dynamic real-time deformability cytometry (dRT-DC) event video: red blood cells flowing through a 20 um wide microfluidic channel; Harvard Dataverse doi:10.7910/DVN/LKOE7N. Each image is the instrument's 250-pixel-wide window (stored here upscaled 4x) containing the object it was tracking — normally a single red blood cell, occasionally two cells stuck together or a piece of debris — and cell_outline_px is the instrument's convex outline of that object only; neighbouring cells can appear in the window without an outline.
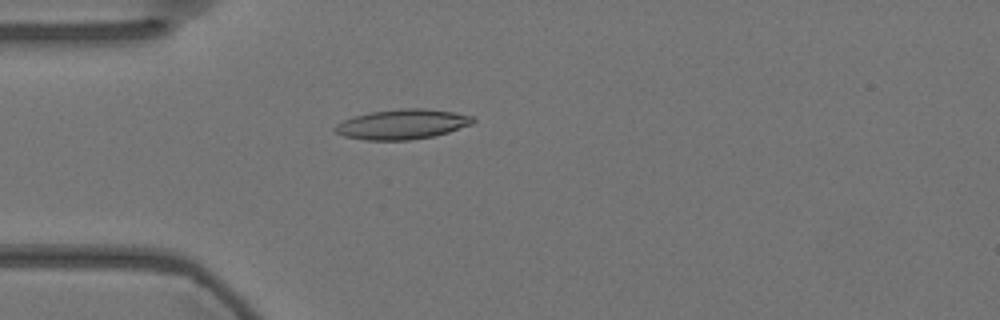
{"species": "Egyptian fruit bat (a non-hibernating species)", "species_latin": "Rousettus aegyptiacus", "temperature_condition": "warm", "stored_images_in_passage": 48, "camera_frame_rate_fps": 3000, "um_per_image_px": 0.085, "animal": {"sex": "female"}, "frame": {"image": 1, "passage_image": 7, "time_ms": 2.0, "image_size_px": [1000, 320], "cell_outline_px": [[476, 120], [472, 124], [436, 136], [408, 140], [364, 140], [344, 136], [336, 132], [332, 128], [336, 124], [352, 116], [368, 112], [400, 108], [424, 108], [452, 112], [472, 116]], "centroid_in_image_um": [34.16, 10.56], "position_along_channel_um": 50.8, "area_um2": 24.22}}
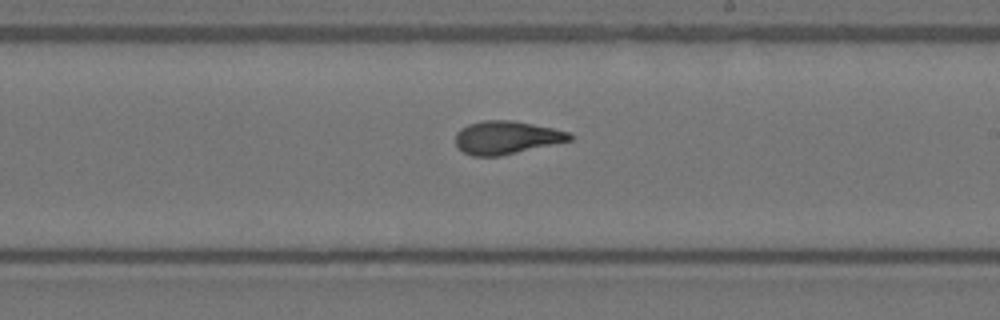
{"frame": {"image": 2, "passage_image": 24, "time_ms": 7.667, "image_size_px": [1000, 320], "cell_outline_px": [[572, 140], [500, 156], [472, 156], [464, 152], [456, 144], [456, 132], [460, 128], [468, 124], [484, 120], [512, 120], [572, 132]], "centroid_in_image_um": [43.05, 11.68], "position_along_channel_um": 246.0, "area_um2": 21.96}}
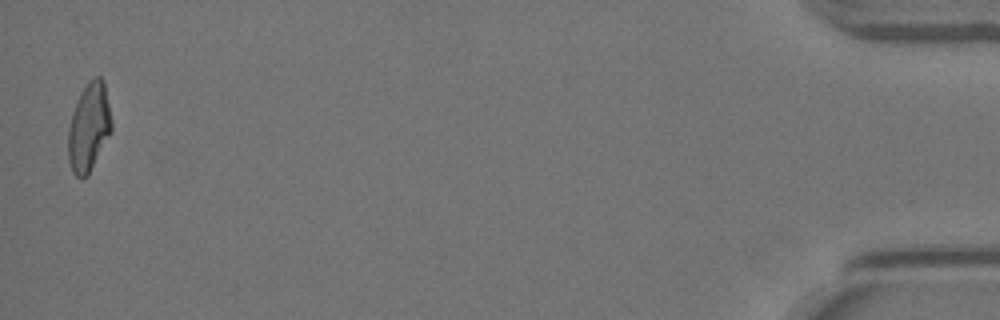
{"frame": {"image": 3, "passage_image": 47, "time_ms": 15.333, "image_size_px": [1000, 320], "cell_outline_px": [[112, 132], [88, 176], [80, 180], [72, 172], [68, 160], [68, 128], [72, 112], [76, 100], [80, 92], [88, 80], [96, 76], [100, 76], [104, 80], [112, 120]], "centroid_in_image_um": [7.56, 10.82], "position_along_channel_um": 427.6, "area_um2": 22.95}, "authors_computed_cell_mechanics": {"area_um2": 22.0218, "velocity_mm_per_s": 3.5922, "shape_relaxation_time_tau1_ms": 10.2166, "shape_relaxation_time_tau2_ms": 2.0891, "deformation_change_tau1": 0.2807, "deformation_change_tau2": 0.0908}}